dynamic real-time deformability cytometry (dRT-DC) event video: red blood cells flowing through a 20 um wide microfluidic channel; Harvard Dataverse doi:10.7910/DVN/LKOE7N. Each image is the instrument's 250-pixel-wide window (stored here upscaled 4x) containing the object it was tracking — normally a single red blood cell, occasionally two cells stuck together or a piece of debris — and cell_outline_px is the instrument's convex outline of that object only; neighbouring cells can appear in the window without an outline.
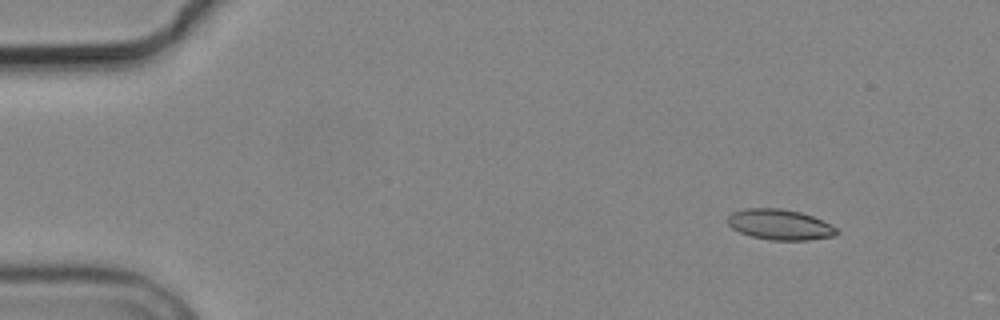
{"species": "common noctule bat (a hibernating species)", "species_latin": "Nyctalus noctula", "temperature_condition": "cold", "stored_images_in_passage": 5, "camera_frame_rate_fps": 3000, "um_per_image_px": 0.085, "animal": {"sex": "male", "body_mass_g": 19.2, "forearm_length_mm": 51.8}, "frame": {"image": 1, "passage_image": 1, "time_ms": 0.0, "image_size_px": [1000, 320], "cell_outline_px": [[840, 232], [836, 236], [808, 240], [772, 240], [752, 236], [740, 232], [732, 228], [728, 224], [728, 216], [732, 212], [744, 208], [780, 208], [800, 212], [812, 216], [836, 228]], "centroid_in_image_um": [66.28, 19.09], "position_along_channel_um": 18.7, "area_um2": 19.31}}
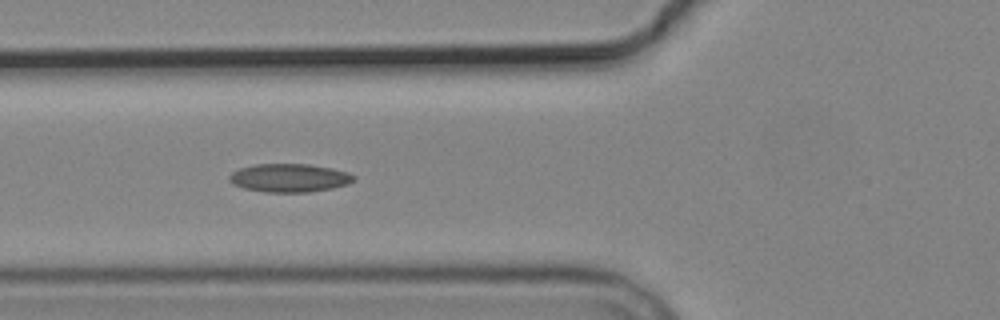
{"frame": {"image": 2, "passage_image": 4, "time_ms": 5.0, "image_size_px": [1000, 320], "cell_outline_px": [[356, 180], [348, 184], [332, 188], [308, 192], [268, 192], [244, 188], [232, 184], [228, 180], [228, 176], [232, 172], [240, 168], [256, 164], [308, 164], [332, 168], [348, 172], [356, 176]], "centroid_in_image_um": [24.61, 15.12], "position_along_channel_um": 101.2, "area_um2": 20.63}}
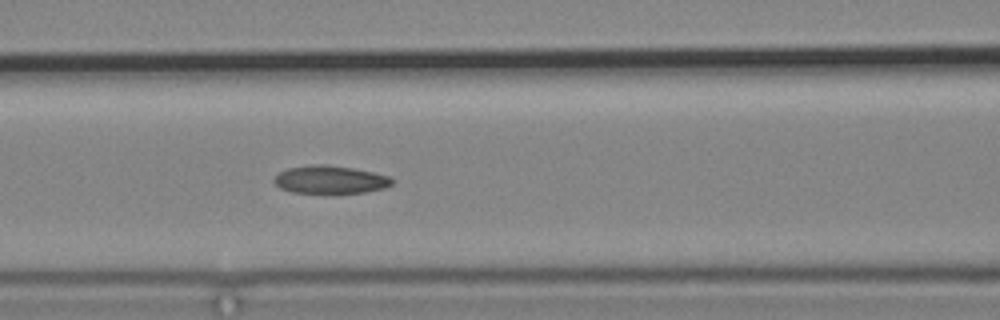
{"frame": {"image": 3, "passage_image": 5, "time_ms": 6.0, "image_size_px": [1000, 320], "cell_outline_px": [[396, 180], [392, 184], [384, 188], [364, 192], [328, 196], [292, 192], [280, 188], [272, 180], [280, 172], [288, 168], [312, 164], [324, 164], [352, 168], [372, 172], [388, 176]], "centroid_in_image_um": [28.06, 15.31], "position_along_channel_um": 138.5, "area_um2": 19.94}}